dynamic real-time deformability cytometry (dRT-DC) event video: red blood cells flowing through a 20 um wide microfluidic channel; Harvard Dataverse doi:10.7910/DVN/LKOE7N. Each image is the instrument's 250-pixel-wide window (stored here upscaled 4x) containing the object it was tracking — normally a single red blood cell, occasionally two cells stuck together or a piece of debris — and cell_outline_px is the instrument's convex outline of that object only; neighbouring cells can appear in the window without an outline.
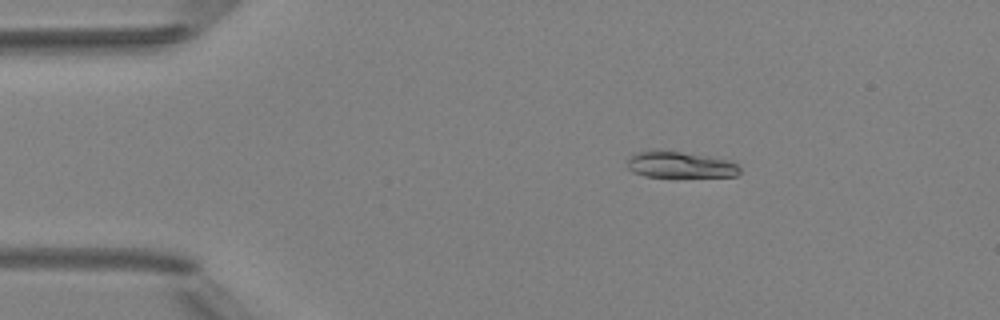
{"species": "Egyptian fruit bat (a non-hibernating species)", "species_latin": "Rousettus aegyptiacus", "temperature_condition": "room temperature", "stored_images_in_passage": 8, "camera_frame_rate_fps": 3000, "um_per_image_px": 0.085, "animal": {"sex": "female"}, "frame": {"image": 1, "passage_image": 3, "time_ms": 2.333, "image_size_px": [1000, 320], "cell_outline_px": [[740, 172], [736, 176], [644, 176], [632, 172], [628, 168], [628, 156], [636, 152], [656, 148], [660, 148], [728, 160], [736, 164], [740, 168]], "centroid_in_image_um": [57.72, 13.97], "position_along_channel_um": 27.3, "area_um2": 17.34}}
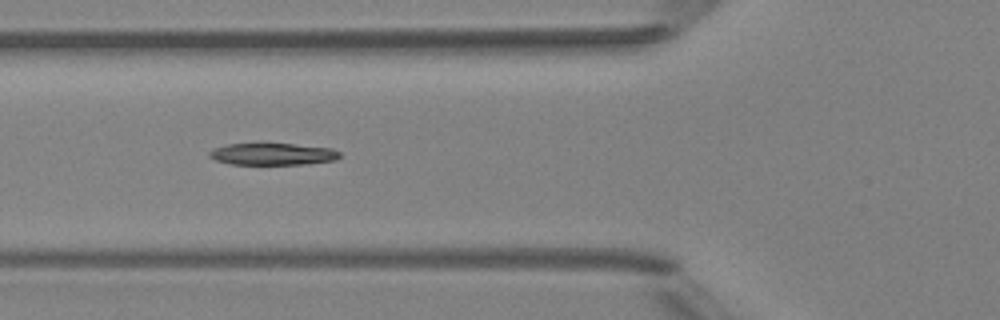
{"frame": {"image": 2, "passage_image": 6, "time_ms": 5.667, "image_size_px": [1000, 320], "cell_outline_px": [[340, 156], [336, 160], [304, 164], [228, 164], [216, 160], [208, 156], [208, 152], [212, 148], [228, 144], [292, 144], [332, 148], [340, 152]], "centroid_in_image_um": [23.15, 13.1], "position_along_channel_um": 102.6, "area_um2": 16.59}}
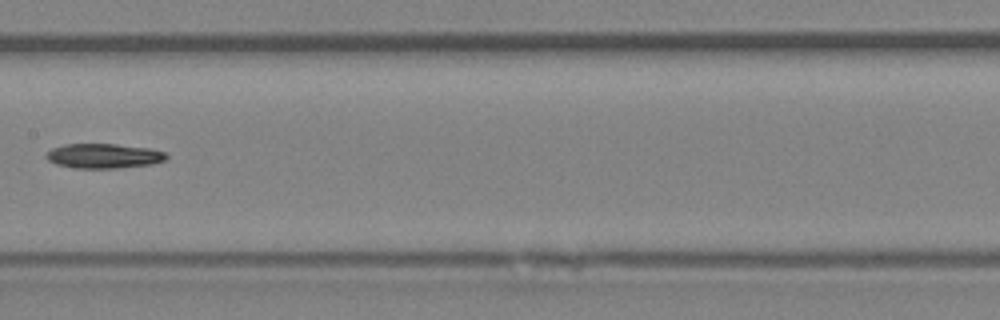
{"frame": {"image": 3, "passage_image": 8, "time_ms": 8.0, "image_size_px": [1000, 320], "cell_outline_px": [[168, 156], [164, 160], [152, 164], [116, 168], [76, 168], [56, 164], [48, 160], [44, 156], [52, 148], [64, 144], [116, 144], [152, 148], [164, 152]], "centroid_in_image_um": [8.81, 13.25], "position_along_channel_um": 198.6, "area_um2": 17.28}}